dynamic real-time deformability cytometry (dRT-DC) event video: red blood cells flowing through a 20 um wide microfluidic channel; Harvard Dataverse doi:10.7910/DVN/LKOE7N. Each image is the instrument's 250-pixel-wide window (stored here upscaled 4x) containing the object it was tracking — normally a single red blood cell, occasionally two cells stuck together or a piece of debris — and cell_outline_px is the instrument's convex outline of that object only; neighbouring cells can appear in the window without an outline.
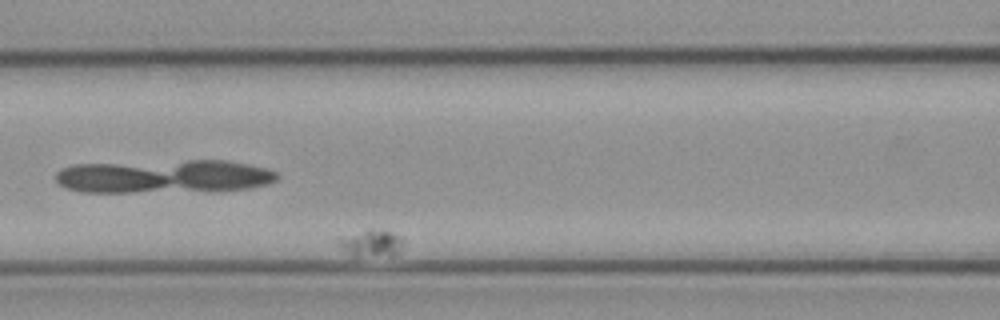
{"species": "common noctule bat (a hibernating species)", "species_latin": "Nyctalus noctula", "temperature_condition": "cold", "stored_images_in_passage": 49, "camera_frame_rate_fps": 3000, "um_per_image_px": 0.085, "animal": {"sex": "female", "body_mass_g": 21.9}, "frame": {"image": 1, "passage_image": 22, "time_ms": 7.0, "image_size_px": [1000, 320], "cell_outline_px": [[404, 244], [392, 256], [352, 256], [336, 244], [336, 240], [368, 228], [372, 228], [404, 236]], "centroid_in_image_um": [31.58, 20.67], "position_along_channel_um": 135.0, "area_um2": 10.23}}
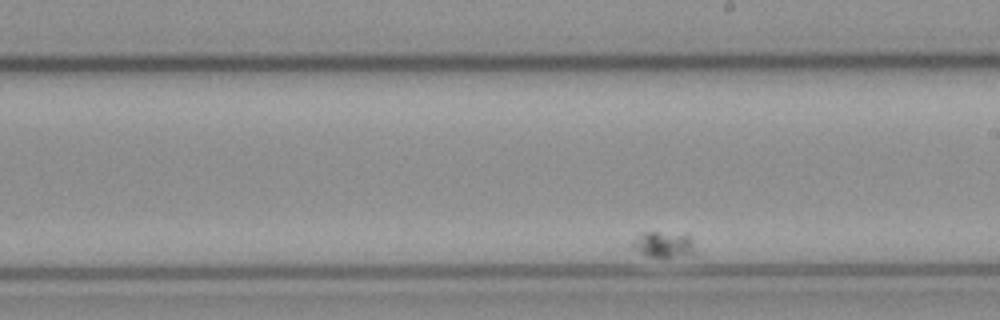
{"frame": {"image": 2, "passage_image": 34, "time_ms": 11.0, "image_size_px": [1000, 320], "cell_outline_px": [[700, 252], [696, 256], [668, 260], [660, 260], [648, 256], [640, 252], [632, 244], [636, 236], [640, 232], [656, 232], [688, 236], [692, 240]], "centroid_in_image_um": [56.55, 20.89], "position_along_channel_um": 232.5, "area_um2": 10.23}}
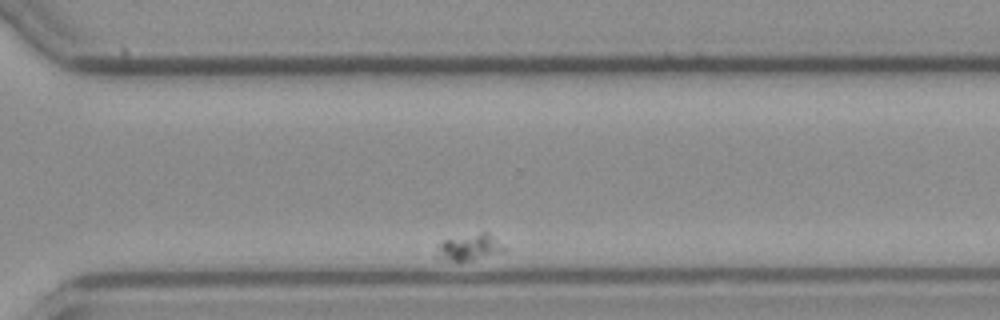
{"frame": {"image": 3, "passage_image": 45, "time_ms": 14.667, "image_size_px": [1000, 320], "cell_outline_px": [[508, 248], [504, 252], [472, 260], [448, 260], [436, 256], [436, 244], [444, 240], [484, 232], [488, 232]], "centroid_in_image_um": [39.94, 21.02], "position_along_channel_um": 330.7, "area_um2": 10.29}}